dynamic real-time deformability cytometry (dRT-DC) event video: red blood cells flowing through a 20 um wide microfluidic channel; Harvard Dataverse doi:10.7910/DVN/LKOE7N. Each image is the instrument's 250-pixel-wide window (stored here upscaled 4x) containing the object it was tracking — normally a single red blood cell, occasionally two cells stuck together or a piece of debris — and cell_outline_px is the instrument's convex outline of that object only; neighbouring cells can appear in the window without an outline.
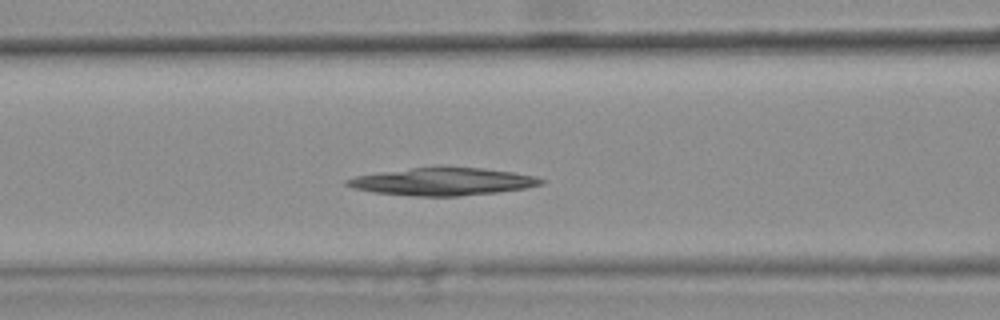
{"species": "common noctule bat (a hibernating species)", "species_latin": "Nyctalus noctula", "temperature_condition": "warm", "stored_images_in_passage": 33, "camera_frame_rate_fps": 3000, "um_per_image_px": 0.085, "animal": {"sex": "female", "body_mass_g": 25.1}, "frame": {"image": 1, "passage_image": 6, "time_ms": 1.667, "image_size_px": [1000, 320], "cell_outline_px": [[544, 184], [528, 188], [496, 192], [460, 196], [416, 196], [372, 192], [352, 188], [344, 184], [344, 180], [356, 176], [380, 172], [412, 168], [484, 168], [512, 172], [536, 176], [544, 180]], "centroid_in_image_um": [37.64, 15.45], "position_along_channel_um": 129.0, "area_um2": 30.92}}
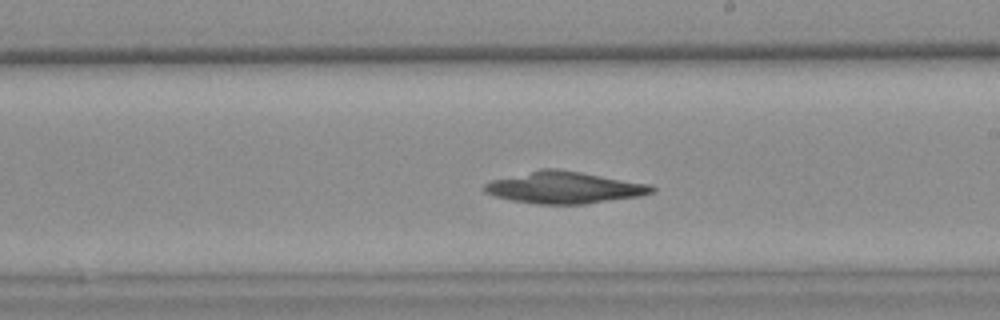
{"frame": {"image": 2, "passage_image": 15, "time_ms": 4.667, "image_size_px": [1000, 320], "cell_outline_px": [[656, 188], [652, 192], [640, 196], [584, 204], [536, 204], [512, 200], [496, 196], [484, 192], [484, 184], [492, 180], [540, 168], [556, 168], [652, 184]], "centroid_in_image_um": [47.97, 15.93], "position_along_channel_um": 241.0, "area_um2": 30.98}}
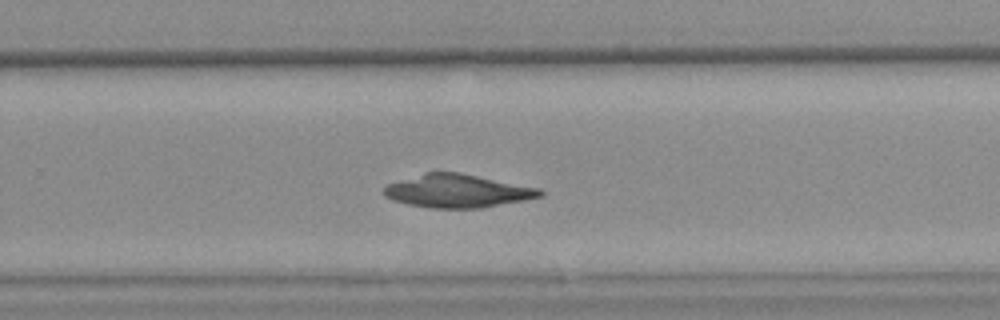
{"frame": {"image": 3, "passage_image": 19, "time_ms": 6.0, "image_size_px": [1000, 320], "cell_outline_px": [[544, 196], [484, 208], [428, 208], [408, 204], [392, 200], [384, 196], [384, 188], [388, 184], [424, 172], [460, 172], [540, 188], [544, 192]], "centroid_in_image_um": [38.91, 16.24], "position_along_channel_um": 290.9, "area_um2": 30.35}}